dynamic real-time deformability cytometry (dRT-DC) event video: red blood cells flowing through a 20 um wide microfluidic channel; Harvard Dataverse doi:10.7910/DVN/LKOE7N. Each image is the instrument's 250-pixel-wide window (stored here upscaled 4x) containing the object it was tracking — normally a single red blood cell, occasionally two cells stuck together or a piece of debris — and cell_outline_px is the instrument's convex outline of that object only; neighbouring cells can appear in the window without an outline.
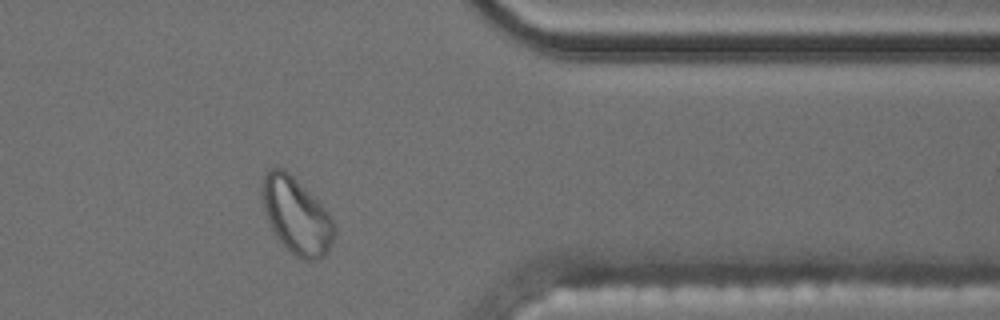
{"species": "common noctule bat (a hibernating species)", "species_latin": "Nyctalus noctula", "temperature_condition": "cold", "stored_images_in_passage": 12, "camera_frame_rate_fps": 3000, "um_per_image_px": 0.085, "animal": {"sex": "male", "body_mass_g": 17.5, "forearm_length_mm": 52.3}, "frame": {"image": 1, "passage_image": 10, "time_ms": 3.0, "image_size_px": [1000, 320], "cell_outline_px": [[336, 228], [328, 252], [324, 256], [312, 260], [308, 260], [296, 256], [276, 236], [268, 220], [264, 208], [260, 192], [260, 188], [264, 172], [272, 168], [284, 168], [328, 212]], "centroid_in_image_um": [25.17, 18.31], "position_along_channel_um": 386.2, "area_um2": 31.44}}